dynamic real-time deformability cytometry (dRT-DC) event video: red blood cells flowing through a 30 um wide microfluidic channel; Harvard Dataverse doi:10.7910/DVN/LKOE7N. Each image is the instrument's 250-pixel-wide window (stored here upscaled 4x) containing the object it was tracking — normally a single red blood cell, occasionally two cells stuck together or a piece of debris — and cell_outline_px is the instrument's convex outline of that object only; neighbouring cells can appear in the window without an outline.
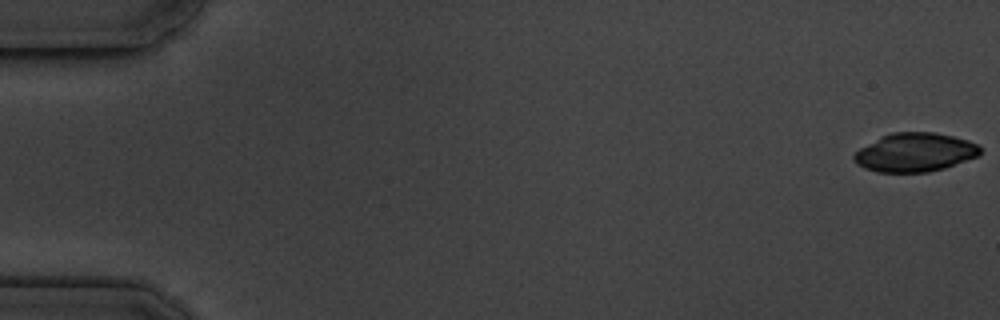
{"species": "common noctule bat (a hibernating species)", "species_latin": "Nyctalus noctula", "temperature_condition": "cold", "stored_images_in_passage": 17, "camera_frame_rate_fps": 3000, "um_per_image_px": 0.085, "animal": {"sex": "male", "body_mass_g": 19.5, "forearm_length_mm": 54.6}, "frame": {"image": 1, "passage_image": 1, "time_ms": 0.0, "image_size_px": [1000, 320], "cell_outline_px": [[980, 152], [976, 156], [944, 168], [928, 172], [876, 172], [864, 168], [856, 164], [852, 156], [860, 148], [880, 136], [892, 132], [936, 132], [968, 140], [976, 144], [980, 148]], "centroid_in_image_um": [77.71, 12.94], "position_along_channel_um": 7.3, "area_um2": 28.38}}